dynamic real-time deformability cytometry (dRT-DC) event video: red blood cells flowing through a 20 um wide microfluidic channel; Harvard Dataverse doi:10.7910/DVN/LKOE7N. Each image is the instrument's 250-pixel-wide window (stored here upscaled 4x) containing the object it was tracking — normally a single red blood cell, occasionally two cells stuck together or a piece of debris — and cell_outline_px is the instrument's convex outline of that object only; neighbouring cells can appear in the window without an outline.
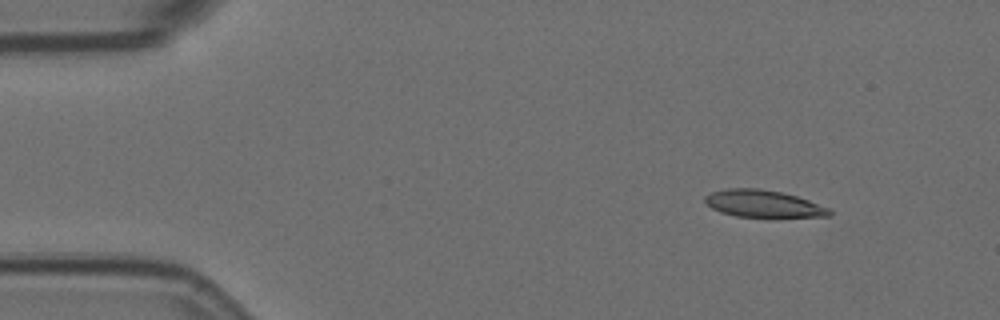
{"species": "Egyptian fruit bat (a non-hibernating species)", "species_latin": "Rousettus aegyptiacus", "temperature_condition": "room temperature", "stored_images_in_passage": 6, "segment_of_instrument_passage": [1, 2], "camera_frame_rate_fps": 3000, "um_per_image_px": 0.085, "animal": {"sex": "female"}, "frame": {"image": 1, "passage_image": 2, "time_ms": 0.333, "image_size_px": [1000, 320], "cell_outline_px": [[832, 212], [828, 216], [736, 216], [720, 212], [712, 208], [704, 200], [704, 196], [712, 192], [728, 188], [760, 188], [780, 192], [796, 196], [832, 208]], "centroid_in_image_um": [64.87, 17.3], "position_along_channel_um": 20.1, "area_um2": 19.36}}
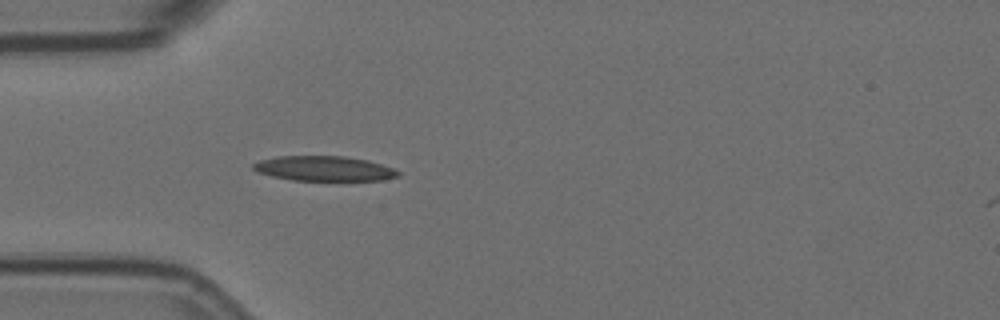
{"frame": {"image": 2, "passage_image": 5, "time_ms": 1.333, "image_size_px": [1000, 320], "cell_outline_px": [[400, 176], [380, 180], [292, 180], [272, 176], [256, 172], [252, 168], [252, 164], [260, 160], [276, 156], [344, 156], [368, 160], [392, 168], [400, 172]], "centroid_in_image_um": [27.51, 14.32], "position_along_channel_um": 57.5, "area_um2": 20.98}}